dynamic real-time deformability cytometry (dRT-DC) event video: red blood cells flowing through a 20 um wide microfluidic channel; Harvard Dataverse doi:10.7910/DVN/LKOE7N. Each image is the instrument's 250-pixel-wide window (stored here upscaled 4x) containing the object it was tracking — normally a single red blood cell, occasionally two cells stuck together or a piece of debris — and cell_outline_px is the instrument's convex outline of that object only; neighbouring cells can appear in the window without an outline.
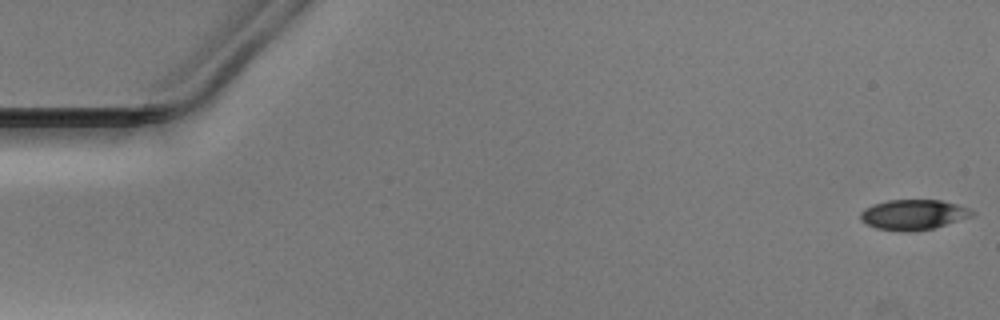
{"species": "Egyptian fruit bat (a non-hibernating species)", "species_latin": "Rousettus aegyptiacus", "temperature_condition": "warm", "stored_images_in_passage": 51, "camera_frame_rate_fps": 3000, "um_per_image_px": 0.085, "animal": {"sex": "male"}, "frame": {"image": 1, "passage_image": 1, "time_ms": 0.0, "image_size_px": [1000, 320], "cell_outline_px": [[976, 212], [972, 216], [932, 228], [912, 232], [876, 228], [860, 220], [860, 212], [864, 208], [872, 204], [888, 200], [940, 200], [956, 204], [968, 208]], "centroid_in_image_um": [77.61, 18.23], "position_along_channel_um": 7.4, "area_um2": 19.48}}
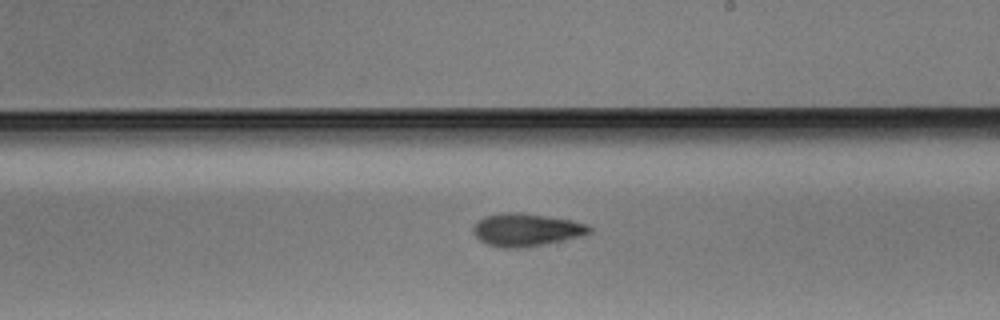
{"frame": {"image": 2, "passage_image": 30, "time_ms": 9.667, "image_size_px": [1000, 320], "cell_outline_px": [[592, 232], [580, 236], [520, 248], [504, 248], [488, 244], [480, 240], [472, 232], [472, 228], [484, 216], [500, 212], [520, 212], [572, 220], [588, 224], [592, 228]], "centroid_in_image_um": [44.72, 19.51], "position_along_channel_um": 244.3, "area_um2": 21.96}}
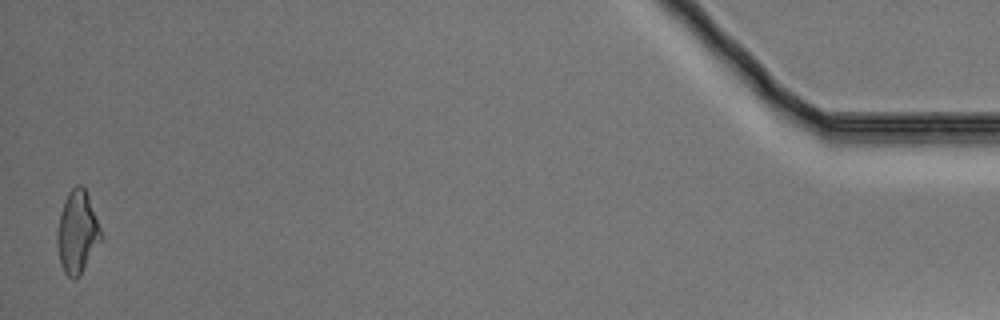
{"frame": {"image": 3, "passage_image": 51, "time_ms": 16.667, "image_size_px": [1000, 320], "cell_outline_px": [[104, 236], [80, 272], [72, 280], [64, 272], [60, 264], [56, 244], [56, 232], [60, 216], [68, 192], [76, 184], [80, 184], [84, 188], [88, 196]], "centroid_in_image_um": [6.55, 19.72], "position_along_channel_um": 428.6, "area_um2": 20.69}}